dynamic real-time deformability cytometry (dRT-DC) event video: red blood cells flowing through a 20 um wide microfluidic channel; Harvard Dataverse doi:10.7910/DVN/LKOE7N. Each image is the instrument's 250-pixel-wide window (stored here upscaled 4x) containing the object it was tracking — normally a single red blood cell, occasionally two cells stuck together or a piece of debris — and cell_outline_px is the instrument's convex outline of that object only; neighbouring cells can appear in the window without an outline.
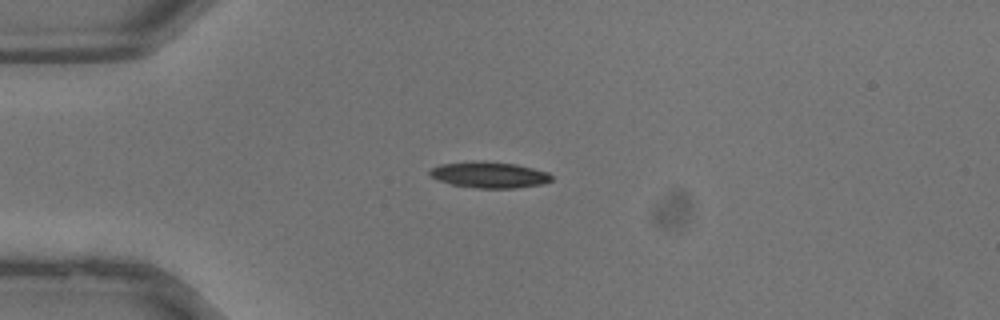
{"species": "common noctule bat (a hibernating species)", "species_latin": "Nyctalus noctula", "temperature_condition": "warm", "stored_images_in_passage": 36, "camera_frame_rate_fps": 3000, "um_per_image_px": 0.085, "animal": {"sex": "male", "body_mass_g": 13.3}, "frame": {"image": 1, "passage_image": 9, "time_ms": 2.667, "image_size_px": [1000, 320], "cell_outline_px": [[552, 180], [544, 184], [516, 188], [476, 188], [452, 184], [440, 180], [432, 176], [428, 172], [432, 168], [440, 164], [516, 164], [548, 172], [552, 176]], "centroid_in_image_um": [41.68, 14.92], "position_along_channel_um": 43.3, "area_um2": 17.4}}
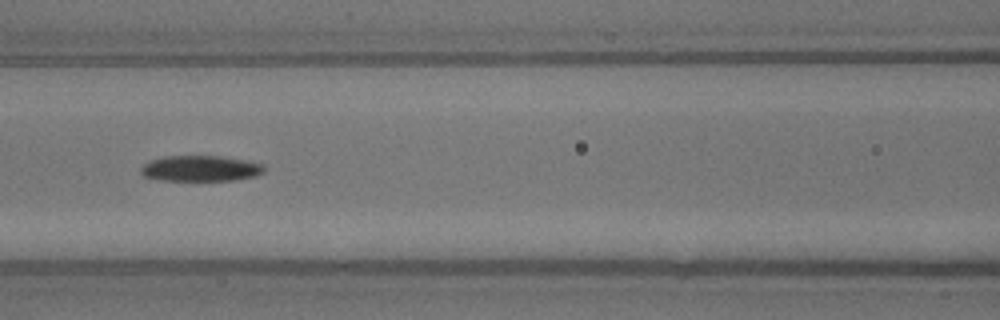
{"frame": {"image": 2, "passage_image": 16, "time_ms": 5.0, "image_size_px": [1000, 320], "cell_outline_px": [[264, 172], [256, 176], [236, 180], [160, 180], [144, 176], [140, 172], [140, 168], [144, 164], [152, 160], [164, 156], [220, 156], [244, 160], [264, 164]], "centroid_in_image_um": [17.06, 14.32], "position_along_channel_um": 149.5, "area_um2": 18.44}}
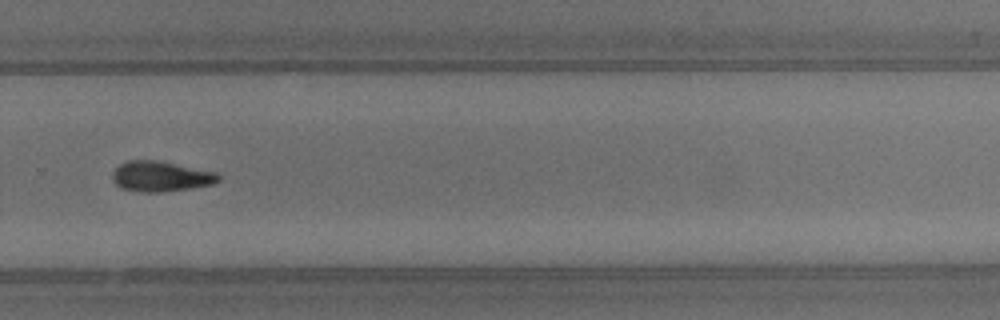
{"frame": {"image": 3, "passage_image": 25, "time_ms": 8.0, "image_size_px": [1000, 320], "cell_outline_px": [[220, 180], [212, 184], [192, 188], [164, 192], [144, 192], [120, 188], [112, 180], [112, 172], [120, 164], [128, 160], [156, 160], [216, 172], [220, 176]], "centroid_in_image_um": [13.65, 15.0], "position_along_channel_um": 316.2, "area_um2": 18.73}}